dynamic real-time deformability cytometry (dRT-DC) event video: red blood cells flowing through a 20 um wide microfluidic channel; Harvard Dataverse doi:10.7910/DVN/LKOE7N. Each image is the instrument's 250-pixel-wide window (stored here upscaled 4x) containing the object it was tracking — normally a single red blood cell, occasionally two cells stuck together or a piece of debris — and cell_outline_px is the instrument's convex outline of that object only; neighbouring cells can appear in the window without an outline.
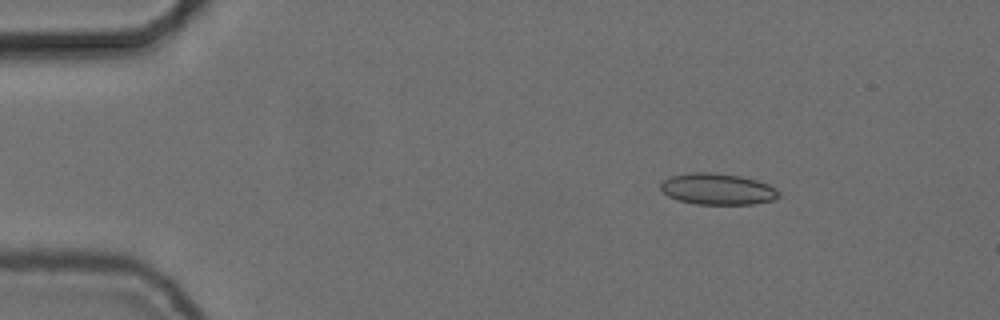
{"species": "common noctule bat (a hibernating species)", "species_latin": "Nyctalus noctula", "temperature_condition": "cold", "stored_images_in_passage": 48, "camera_frame_rate_fps": 3000, "um_per_image_px": 0.085, "animal": {"sex": "female", "body_mass_g": 24.6, "forearm_length_mm": 56.2}, "frame": {"image": 1, "passage_image": 1, "time_ms": 0.0, "image_size_px": [1000, 320], "cell_outline_px": [[780, 196], [772, 200], [752, 204], [696, 204], [676, 200], [668, 196], [660, 188], [660, 184], [664, 180], [672, 176], [692, 172], [708, 172], [740, 176], [756, 180], [768, 184], [776, 188], [780, 192]], "centroid_in_image_um": [60.99, 16.07], "position_along_channel_um": 24.0, "area_um2": 21.5}}
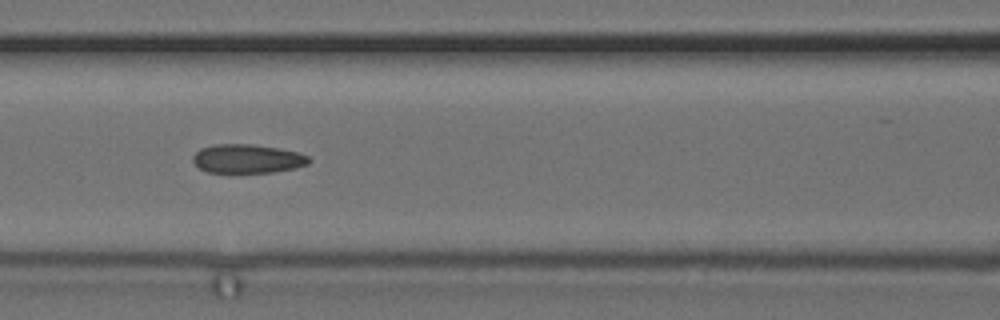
{"frame": {"image": 2, "passage_image": 17, "time_ms": 5.333, "image_size_px": [1000, 320], "cell_outline_px": [[312, 160], [308, 164], [296, 168], [272, 172], [208, 172], [200, 168], [192, 160], [192, 156], [200, 148], [212, 144], [252, 144], [280, 148], [296, 152], [308, 156]], "centroid_in_image_um": [21.03, 13.48], "position_along_channel_um": 145.6, "area_um2": 19.54}}
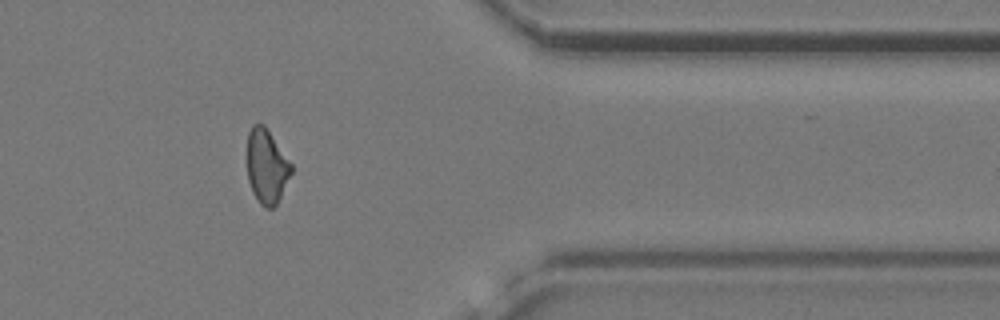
{"frame": {"image": 3, "passage_image": 38, "time_ms": 12.333, "image_size_px": [1000, 320], "cell_outline_px": [[292, 172], [276, 204], [272, 208], [264, 208], [260, 204], [252, 192], [248, 180], [248, 132], [252, 124], [264, 124], [292, 164]], "centroid_in_image_um": [22.66, 14.14], "position_along_channel_um": 388.7, "area_um2": 18.9}, "authors_computed_cell_mechanics": {"area_um2": 19.8832, "velocity_mm_per_s": 3.7336, "shape_relaxation_time_tau1_ms": null, "shape_relaxation_time_tau2_ms": 2.1414, "deformation_change_tau1": null, "deformation_change_tau2": 0.0796}}